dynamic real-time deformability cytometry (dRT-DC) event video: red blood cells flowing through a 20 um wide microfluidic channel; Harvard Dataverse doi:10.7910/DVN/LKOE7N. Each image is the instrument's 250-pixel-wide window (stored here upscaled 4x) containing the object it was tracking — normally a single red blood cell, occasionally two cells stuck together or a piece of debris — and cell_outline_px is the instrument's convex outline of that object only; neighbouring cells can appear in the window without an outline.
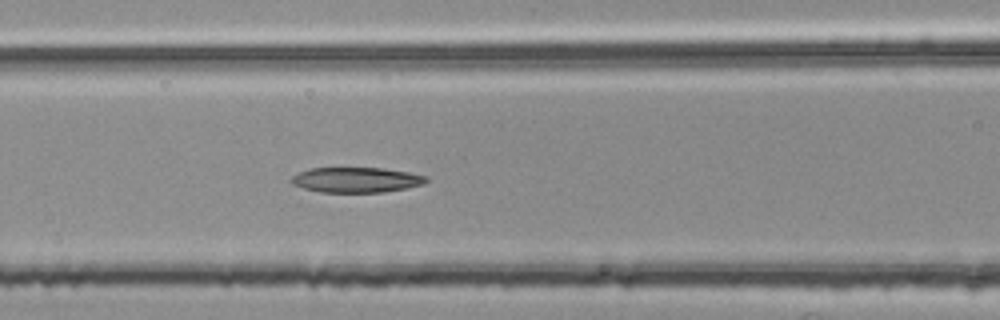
{"species": "common noctule bat (a hibernating species)", "species_latin": "Nyctalus noctula", "temperature_condition": "room temperature", "stored_images_in_passage": 52, "camera_frame_rate_fps": 3000, "um_per_image_px": 0.085, "animal": {"sex": "female", "body_mass_g": 25.1}, "frame": {"image": 1, "passage_image": 22, "time_ms": 7.0, "image_size_px": [1000, 320], "cell_outline_px": [[428, 180], [424, 184], [408, 188], [384, 192], [320, 192], [304, 188], [292, 184], [288, 180], [292, 176], [308, 168], [384, 168], [408, 172], [428, 176]], "centroid_in_image_um": [30.29, 15.29], "position_along_channel_um": 136.3, "area_um2": 19.94}}
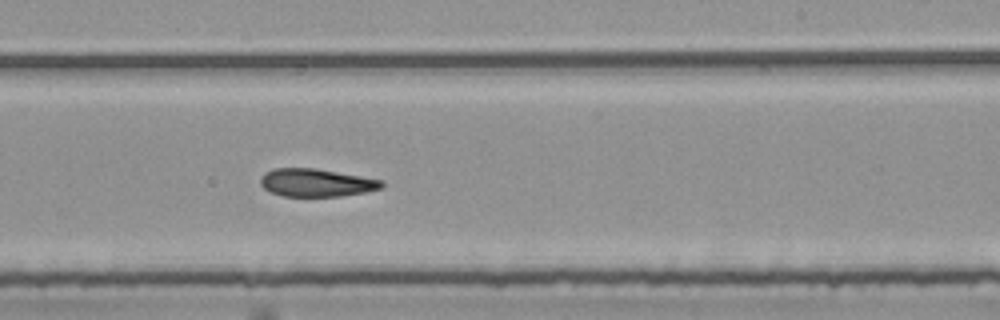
{"frame": {"image": 2, "passage_image": 32, "time_ms": 10.333, "image_size_px": [1000, 320], "cell_outline_px": [[384, 184], [380, 188], [364, 192], [340, 196], [284, 196], [272, 192], [264, 188], [260, 184], [260, 176], [264, 172], [272, 168], [316, 168], [384, 180]], "centroid_in_image_um": [26.86, 15.51], "position_along_channel_um": 262.1, "area_um2": 19.71}}
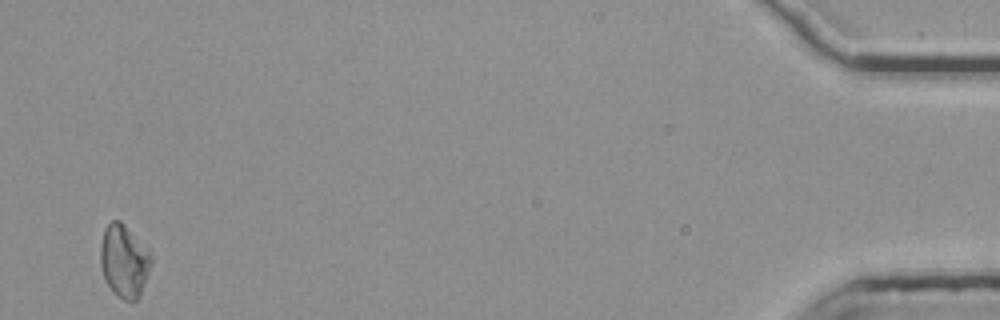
{"frame": {"image": 3, "passage_image": 52, "time_ms": 17.0, "image_size_px": [1000, 320], "cell_outline_px": [[152, 260], [140, 296], [136, 300], [124, 300], [116, 296], [112, 292], [104, 280], [100, 268], [100, 244], [104, 228], [112, 220], [120, 220], [124, 224], [152, 256]], "centroid_in_image_um": [10.5, 22.21], "position_along_channel_um": 424.7, "area_um2": 21.44}}